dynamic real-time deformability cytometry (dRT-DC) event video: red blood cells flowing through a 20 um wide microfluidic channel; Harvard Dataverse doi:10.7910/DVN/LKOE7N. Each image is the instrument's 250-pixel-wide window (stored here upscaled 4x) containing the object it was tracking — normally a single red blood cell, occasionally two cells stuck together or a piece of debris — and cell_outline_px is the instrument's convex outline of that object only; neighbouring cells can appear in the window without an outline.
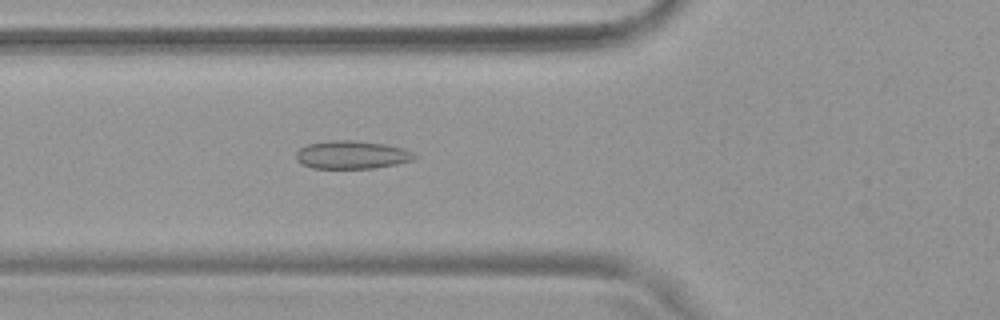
{"species": "common noctule bat (a hibernating species)", "species_latin": "Nyctalus noctula", "temperature_condition": "warm", "stored_images_in_passage": 54, "camera_frame_rate_fps": 3000, "um_per_image_px": 0.085, "animal": {"sex": "female", "body_mass_g": 19.9}, "frame": {"image": 1, "passage_image": 20, "time_ms": 6.333, "image_size_px": [1000, 320], "cell_outline_px": [[416, 156], [412, 160], [396, 164], [372, 168], [312, 168], [300, 164], [296, 160], [296, 152], [300, 148], [308, 144], [332, 140], [352, 140], [384, 144], [404, 148], [412, 152]], "centroid_in_image_um": [29.87, 13.16], "position_along_channel_um": 95.9, "area_um2": 19.31}}
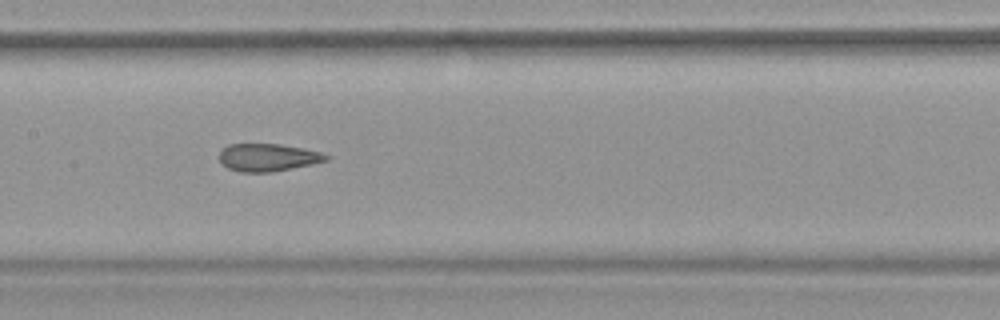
{"frame": {"image": 2, "passage_image": 27, "time_ms": 8.667, "image_size_px": [1000, 320], "cell_outline_px": [[332, 156], [328, 160], [312, 164], [272, 172], [240, 172], [228, 168], [220, 160], [220, 152], [228, 144], [280, 144], [320, 152]], "centroid_in_image_um": [22.79, 13.38], "position_along_channel_um": 184.6, "area_um2": 17.05}}
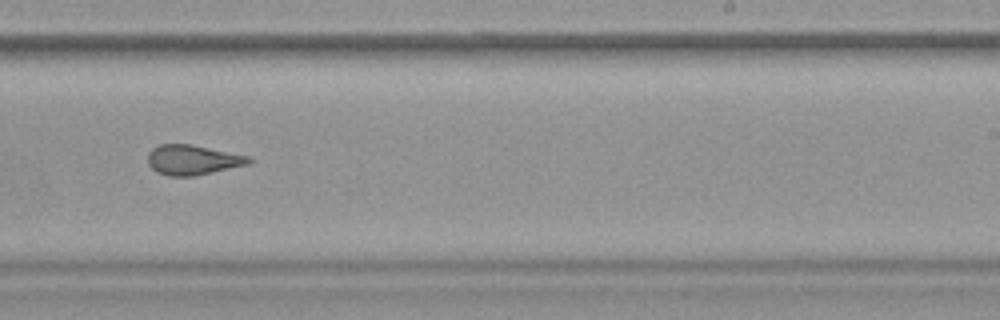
{"frame": {"image": 3, "passage_image": 34, "time_ms": 11.0, "image_size_px": [1000, 320], "cell_outline_px": [[252, 160], [248, 164], [212, 172], [192, 176], [168, 176], [156, 172], [148, 164], [148, 152], [152, 148], [160, 144], [192, 144], [248, 156]], "centroid_in_image_um": [16.33, 13.58], "position_along_channel_um": 272.7, "area_um2": 17.51}, "authors_computed_cell_mechanics": {"area_um2": 19.7676, "velocity_mm_per_s": 3.7906, "shape_relaxation_time_tau1_ms": null, "shape_relaxation_time_tau2_ms": 1.827, "deformation_change_tau1": null, "deformation_change_tau2": 0.0944}}